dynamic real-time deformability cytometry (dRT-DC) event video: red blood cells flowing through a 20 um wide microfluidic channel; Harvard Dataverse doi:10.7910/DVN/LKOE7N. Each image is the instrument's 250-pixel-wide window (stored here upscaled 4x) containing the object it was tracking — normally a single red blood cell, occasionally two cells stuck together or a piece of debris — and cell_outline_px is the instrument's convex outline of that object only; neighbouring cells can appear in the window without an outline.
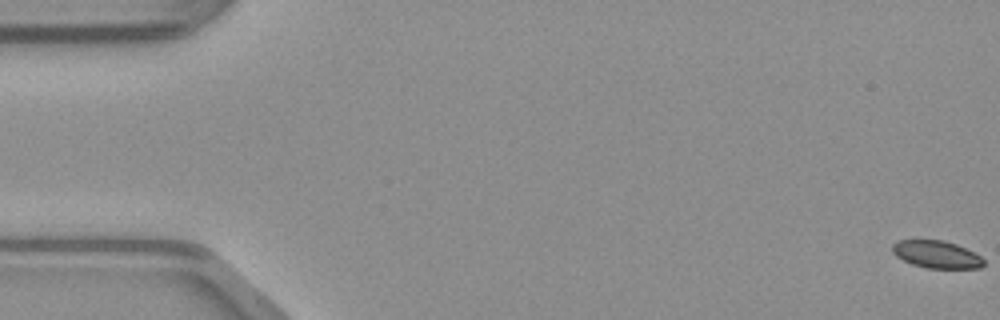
{"species": "common noctule bat (a hibernating species)", "species_latin": "Nyctalus noctula", "temperature_condition": "warm", "stored_images_in_passage": 50, "camera_frame_rate_fps": 3000, "um_per_image_px": 0.085, "animal": {"sex": "male", "body_mass_g": 23.1, "forearm_length_mm": 52.7}, "frame": {"image": 1, "passage_image": 1, "time_ms": 0.0, "image_size_px": [1000, 320], "cell_outline_px": [[984, 264], [980, 268], [924, 268], [912, 264], [896, 256], [892, 252], [892, 244], [900, 240], [944, 240], [956, 244], [980, 256], [984, 260]], "centroid_in_image_um": [79.58, 21.63], "position_along_channel_um": 5.4, "area_um2": 14.51}}
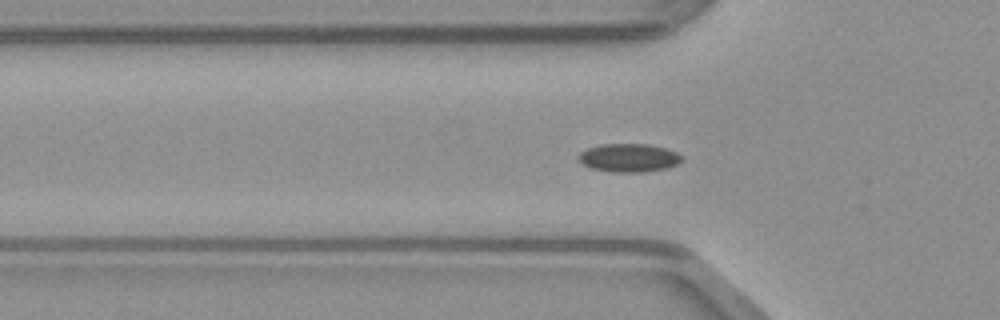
{"frame": {"image": 2, "passage_image": 17, "time_ms": 5.333, "image_size_px": [1000, 320], "cell_outline_px": [[684, 160], [668, 168], [640, 172], [612, 172], [592, 168], [584, 164], [576, 156], [580, 152], [588, 148], [600, 144], [648, 144], [668, 148], [684, 156]], "centroid_in_image_um": [53.49, 13.4], "position_along_channel_um": 72.3, "area_um2": 17.17}}
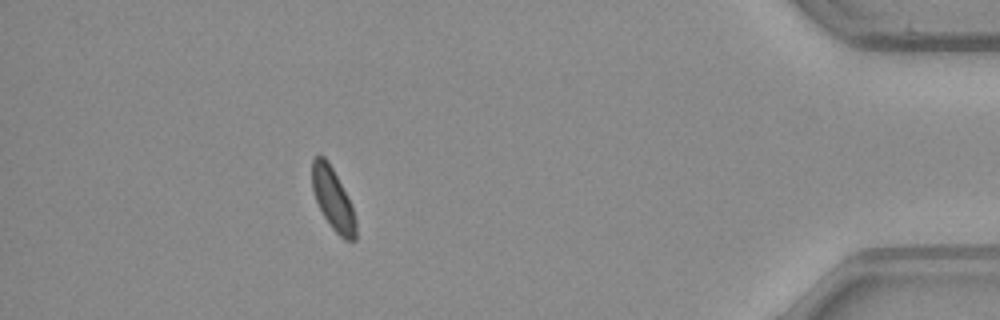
{"frame": {"image": 3, "passage_image": 45, "time_ms": 14.667, "image_size_px": [1000, 320], "cell_outline_px": [[356, 240], [344, 240], [332, 228], [324, 216], [316, 200], [312, 188], [312, 160], [316, 156], [324, 156], [328, 160], [352, 208], [356, 220]], "centroid_in_image_um": [28.29, 16.94], "position_along_channel_um": 406.9, "area_um2": 15.32}}